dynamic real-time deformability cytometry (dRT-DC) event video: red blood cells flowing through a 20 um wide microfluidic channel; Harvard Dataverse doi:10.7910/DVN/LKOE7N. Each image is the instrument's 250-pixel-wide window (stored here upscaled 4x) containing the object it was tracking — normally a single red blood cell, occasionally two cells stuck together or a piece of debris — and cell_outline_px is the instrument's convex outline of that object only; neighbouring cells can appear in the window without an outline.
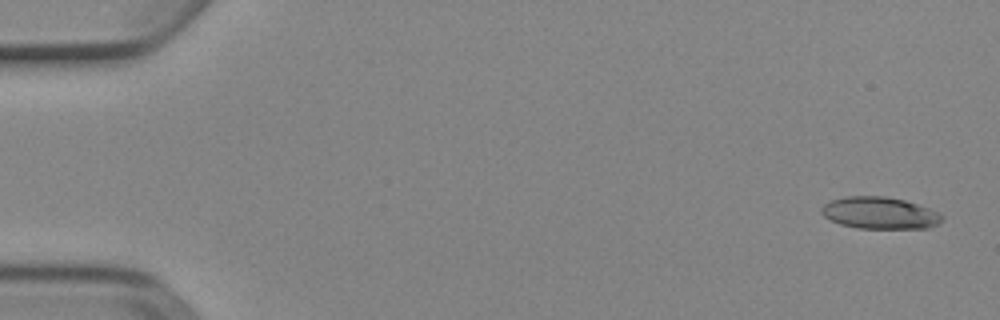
{"species": "Egyptian fruit bat (a non-hibernating species)", "species_latin": "Rousettus aegyptiacus", "temperature_condition": "cold", "stored_images_in_passage": 6, "camera_frame_rate_fps": 3000, "um_per_image_px": 0.085, "animal": {"sex": "female"}, "frame": {"image": 1, "passage_image": 1, "time_ms": 0.0, "image_size_px": [1000, 320], "cell_outline_px": [[944, 220], [928, 228], [860, 228], [840, 224], [824, 216], [820, 212], [820, 208], [824, 204], [832, 200], [844, 196], [884, 196], [904, 200], [928, 208], [944, 216]], "centroid_in_image_um": [74.76, 18.1], "position_along_channel_um": 10.2, "area_um2": 22.25}}